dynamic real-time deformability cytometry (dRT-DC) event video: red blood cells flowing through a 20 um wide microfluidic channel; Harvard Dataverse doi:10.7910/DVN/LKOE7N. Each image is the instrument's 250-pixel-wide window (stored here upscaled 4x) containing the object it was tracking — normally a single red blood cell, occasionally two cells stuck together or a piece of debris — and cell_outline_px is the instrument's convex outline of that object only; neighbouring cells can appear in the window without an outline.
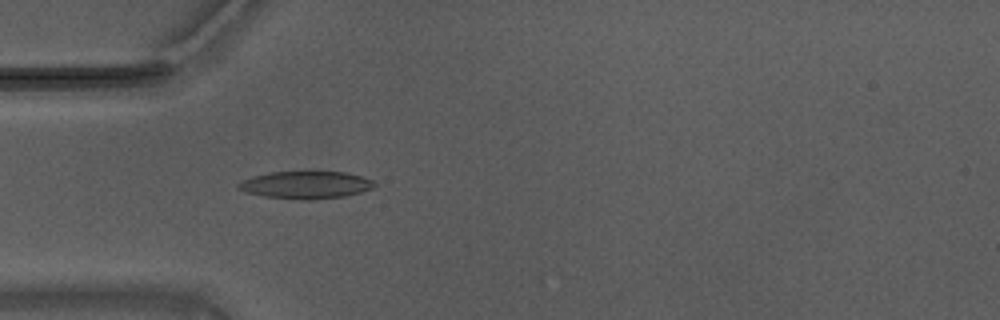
{"species": "Egyptian fruit bat (a non-hibernating species)", "species_latin": "Rousettus aegyptiacus", "temperature_condition": "warm", "stored_images_in_passage": 56, "camera_frame_rate_fps": 3000, "um_per_image_px": 0.085, "animal": {"sex": "male"}, "frame": {"image": 1, "passage_image": 17, "time_ms": 5.333, "image_size_px": [1000, 320], "cell_outline_px": [[376, 184], [372, 188], [360, 192], [344, 196], [308, 200], [300, 200], [264, 196], [244, 192], [236, 188], [236, 184], [252, 176], [268, 172], [344, 172], [360, 176], [372, 180]], "centroid_in_image_um": [25.94, 15.72], "position_along_channel_um": 59.1, "area_um2": 21.68}}
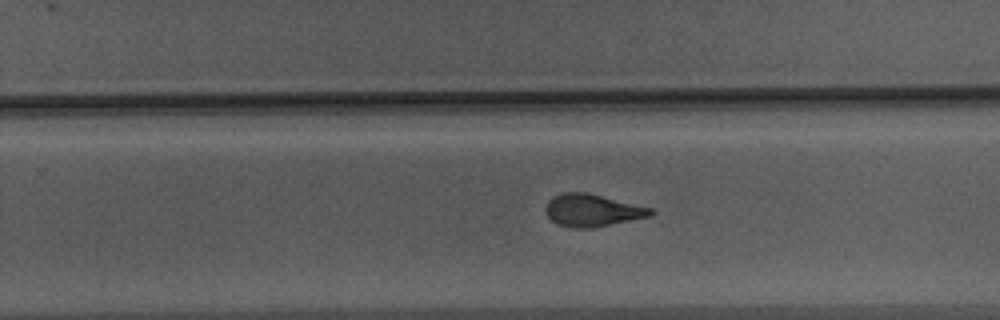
{"frame": {"image": 2, "passage_image": 35, "time_ms": 11.333, "image_size_px": [1000, 320], "cell_outline_px": [[656, 212], [648, 216], [592, 228], [572, 228], [556, 224], [544, 212], [544, 208], [548, 200], [552, 196], [564, 192], [584, 192], [652, 208]], "centroid_in_image_um": [50.27, 17.88], "position_along_channel_um": 279.5, "area_um2": 19.65}}
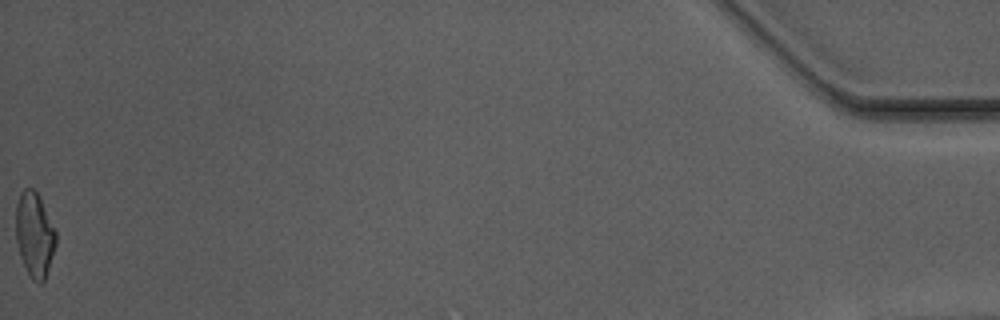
{"frame": {"image": 3, "passage_image": 56, "time_ms": 18.333, "image_size_px": [1000, 320], "cell_outline_px": [[56, 244], [44, 280], [40, 284], [32, 280], [20, 256], [16, 240], [16, 204], [20, 192], [24, 188], [32, 188], [36, 192], [56, 232]], "centroid_in_image_um": [2.91, 19.95], "position_along_channel_um": 432.3, "area_um2": 19.36}, "authors_computed_cell_mechanics": {"area_um2": 20.1144, "velocity_mm_per_s": 3.7215, "shape_relaxation_time_tau1_ms": 6.4065, "shape_relaxation_time_tau2_ms": 1.2507, "deformation_change_tau1": 0.2171, "deformation_change_tau2": 0.0905}}